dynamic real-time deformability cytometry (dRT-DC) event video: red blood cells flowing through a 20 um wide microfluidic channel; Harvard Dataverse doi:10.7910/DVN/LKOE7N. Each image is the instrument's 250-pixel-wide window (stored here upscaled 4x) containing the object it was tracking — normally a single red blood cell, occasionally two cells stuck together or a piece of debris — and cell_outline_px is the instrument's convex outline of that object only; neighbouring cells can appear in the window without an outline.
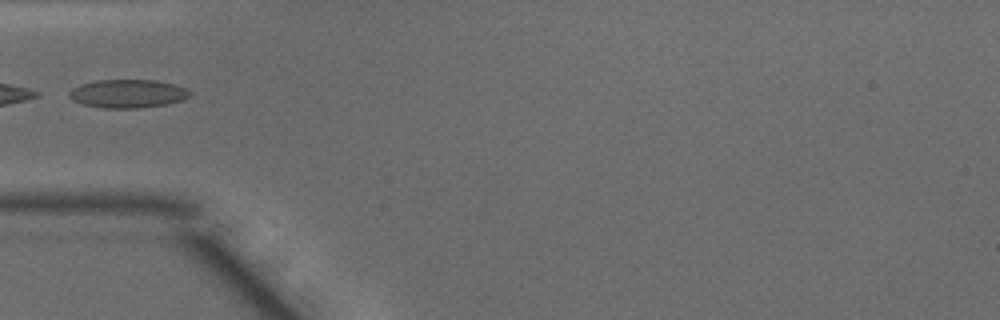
{"species": "common noctule bat (a hibernating species)", "species_latin": "Nyctalus noctula", "temperature_condition": "warm", "stored_images_in_passage": 7, "camera_frame_rate_fps": 3000, "um_per_image_px": 0.085, "animal": {"sex": "male", "body_mass_g": 15.6}, "frame": {"image": 1, "passage_image": 1, "time_ms": 0.0, "image_size_px": [1000, 320], "cell_outline_px": [[192, 92], [184, 100], [168, 104], [136, 108], [104, 108], [84, 104], [72, 100], [68, 96], [68, 92], [72, 88], [80, 84], [96, 80], [156, 80], [176, 84], [188, 88]], "centroid_in_image_um": [10.89, 7.95], "position_along_channel_um": 74.1, "area_um2": 20.17}}